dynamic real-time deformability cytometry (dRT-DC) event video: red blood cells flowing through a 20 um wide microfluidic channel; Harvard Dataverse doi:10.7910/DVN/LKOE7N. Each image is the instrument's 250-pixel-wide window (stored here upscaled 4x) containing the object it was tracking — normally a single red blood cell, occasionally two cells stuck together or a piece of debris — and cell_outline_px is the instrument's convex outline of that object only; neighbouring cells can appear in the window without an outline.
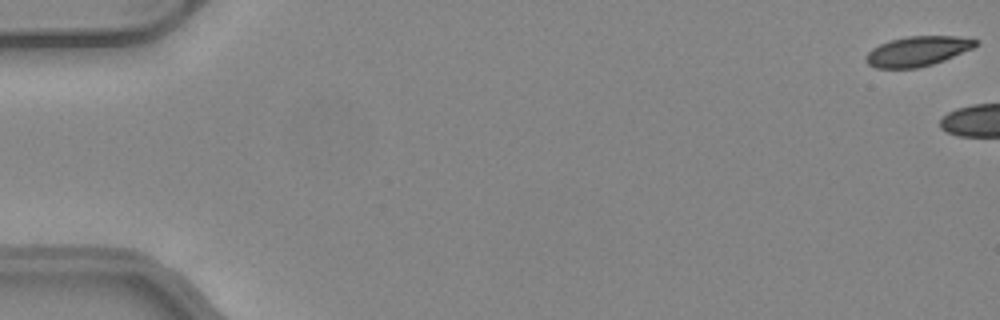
{"species": "common noctule bat (a hibernating species)", "species_latin": "Nyctalus noctula", "temperature_condition": "warm", "stored_images_in_passage": 6, "camera_frame_rate_fps": 3000, "um_per_image_px": 0.085, "animal": {"sex": "female", "body_mass_g": 24.6, "forearm_length_mm": 56.2}, "frame": {"image": 1, "passage_image": 1, "time_ms": 0.0, "image_size_px": [1000, 320], "cell_outline_px": [[980, 40], [972, 48], [944, 60], [920, 68], [876, 68], [868, 64], [864, 60], [864, 56], [872, 48], [880, 44], [892, 40], [908, 36], [956, 36]], "centroid_in_image_um": [77.96, 4.36], "position_along_channel_um": 7.0, "area_um2": 19.02}}